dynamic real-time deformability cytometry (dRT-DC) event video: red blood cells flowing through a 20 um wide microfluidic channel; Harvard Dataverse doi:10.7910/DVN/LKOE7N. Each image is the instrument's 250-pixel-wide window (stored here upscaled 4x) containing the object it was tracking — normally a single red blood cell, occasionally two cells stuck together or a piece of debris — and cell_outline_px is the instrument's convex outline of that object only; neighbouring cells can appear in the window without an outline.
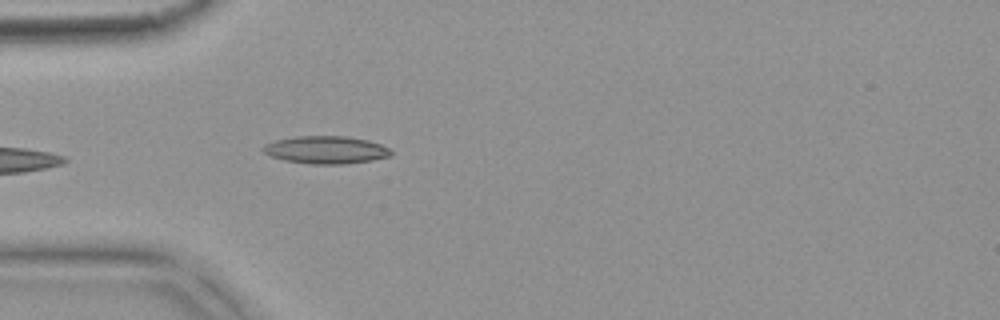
{"species": "common noctule bat (a hibernating species)", "species_latin": "Nyctalus noctula", "temperature_condition": "warm", "stored_images_in_passage": 6, "camera_frame_rate_fps": 3000, "um_per_image_px": 0.085, "animal": {"sex": "female", "body_mass_g": 18.4}, "frame": {"image": 1, "passage_image": 6, "time_ms": 1.667, "image_size_px": [1000, 320], "cell_outline_px": [[392, 156], [372, 160], [344, 164], [312, 164], [284, 160], [272, 156], [264, 152], [260, 148], [264, 144], [276, 140], [296, 136], [344, 136], [368, 140], [380, 144], [388, 148], [392, 152]], "centroid_in_image_um": [27.7, 12.74], "position_along_channel_um": 57.3, "area_um2": 20.58}}